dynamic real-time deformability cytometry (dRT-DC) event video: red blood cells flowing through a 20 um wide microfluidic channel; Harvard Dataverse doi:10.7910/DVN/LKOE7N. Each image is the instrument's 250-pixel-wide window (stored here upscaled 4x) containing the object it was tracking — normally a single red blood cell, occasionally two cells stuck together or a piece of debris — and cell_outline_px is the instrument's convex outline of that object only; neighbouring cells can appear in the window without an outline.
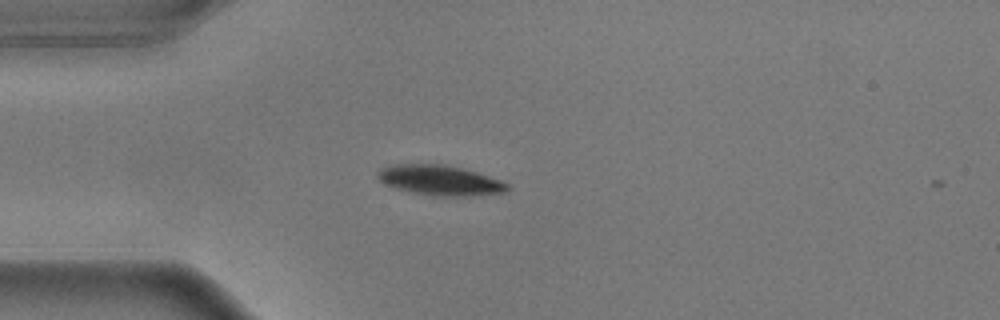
{"species": "common noctule bat (a hibernating species)", "species_latin": "Nyctalus noctula", "temperature_condition": "warm", "stored_images_in_passage": 4, "camera_frame_rate_fps": 3000, "um_per_image_px": 0.085, "animal": {"sex": "male", "body_mass_g": 17.9}, "frame": {"image": 1, "passage_image": 2, "time_ms": 0.333, "image_size_px": [1000, 320], "cell_outline_px": [[508, 188], [504, 192], [472, 196], [432, 196], [412, 192], [396, 188], [384, 184], [376, 176], [376, 172], [380, 168], [396, 164], [440, 164], [460, 168], [476, 172], [500, 180], [508, 184]], "centroid_in_image_um": [37.35, 15.33], "position_along_channel_um": 47.7, "area_um2": 22.6}}